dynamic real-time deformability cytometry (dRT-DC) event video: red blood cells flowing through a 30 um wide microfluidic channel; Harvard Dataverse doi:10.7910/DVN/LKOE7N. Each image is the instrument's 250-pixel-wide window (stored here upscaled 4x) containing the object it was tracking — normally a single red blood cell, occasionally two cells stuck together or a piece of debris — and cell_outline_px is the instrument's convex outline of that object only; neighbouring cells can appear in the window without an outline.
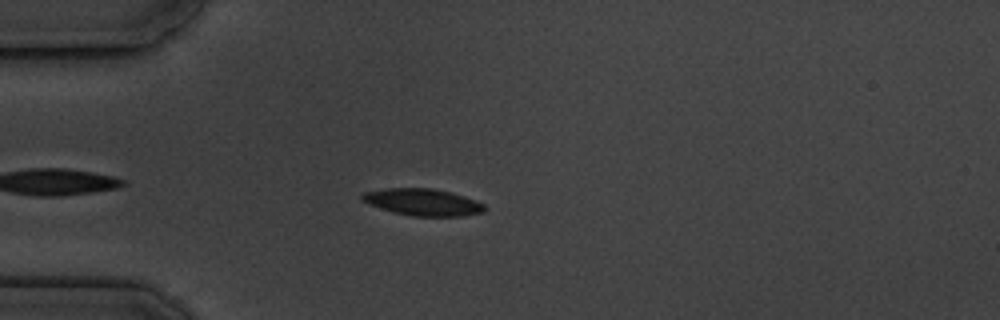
{"species": "common noctule bat (a hibernating species)", "species_latin": "Nyctalus noctula", "temperature_condition": "cold", "stored_images_in_passage": 4, "camera_frame_rate_fps": 3000, "um_per_image_px": 0.085, "animal": {"sex": "male", "body_mass_g": 19.5, "forearm_length_mm": 54.6}, "frame": {"image": 1, "passage_image": 4, "time_ms": 4.333, "image_size_px": [1000, 320], "cell_outline_px": [[484, 212], [464, 216], [412, 216], [392, 212], [368, 204], [360, 200], [360, 196], [364, 192], [388, 188], [432, 188], [452, 192], [476, 200], [484, 204]], "centroid_in_image_um": [35.92, 17.18], "position_along_channel_um": 49.1, "area_um2": 19.31}}